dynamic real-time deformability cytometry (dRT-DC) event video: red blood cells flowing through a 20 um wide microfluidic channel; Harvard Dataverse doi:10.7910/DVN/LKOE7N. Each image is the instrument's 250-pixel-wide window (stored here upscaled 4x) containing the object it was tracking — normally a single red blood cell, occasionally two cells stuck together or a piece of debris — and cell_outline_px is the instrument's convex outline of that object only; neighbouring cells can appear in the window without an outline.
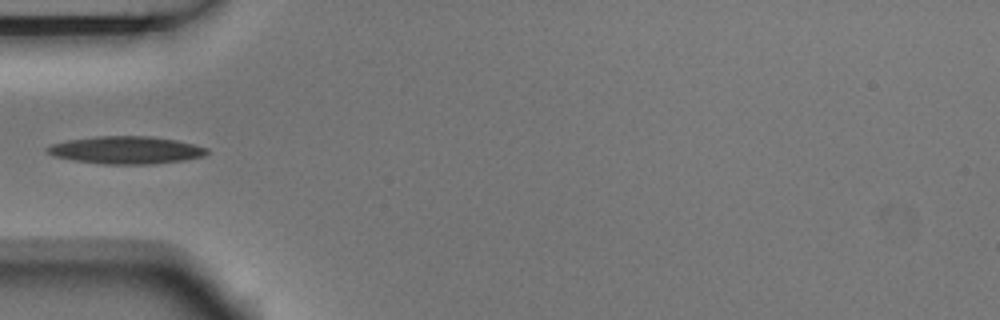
{"species": "Egyptian fruit bat (a non-hibernating species)", "species_latin": "Rousettus aegyptiacus", "temperature_condition": "room temperature", "stored_images_in_passage": 4, "camera_frame_rate_fps": 3000, "um_per_image_px": 0.085, "animal": {"sex": "male"}, "frame": {"image": 1, "passage_image": 4, "time_ms": 1.0, "image_size_px": [1000, 320], "cell_outline_px": [[208, 152], [204, 156], [184, 160], [152, 164], [104, 164], [72, 160], [56, 156], [48, 152], [44, 148], [52, 144], [68, 140], [96, 136], [148, 136], [176, 140], [208, 148]], "centroid_in_image_um": [10.72, 12.76], "position_along_channel_um": 74.3, "area_um2": 25.49}}